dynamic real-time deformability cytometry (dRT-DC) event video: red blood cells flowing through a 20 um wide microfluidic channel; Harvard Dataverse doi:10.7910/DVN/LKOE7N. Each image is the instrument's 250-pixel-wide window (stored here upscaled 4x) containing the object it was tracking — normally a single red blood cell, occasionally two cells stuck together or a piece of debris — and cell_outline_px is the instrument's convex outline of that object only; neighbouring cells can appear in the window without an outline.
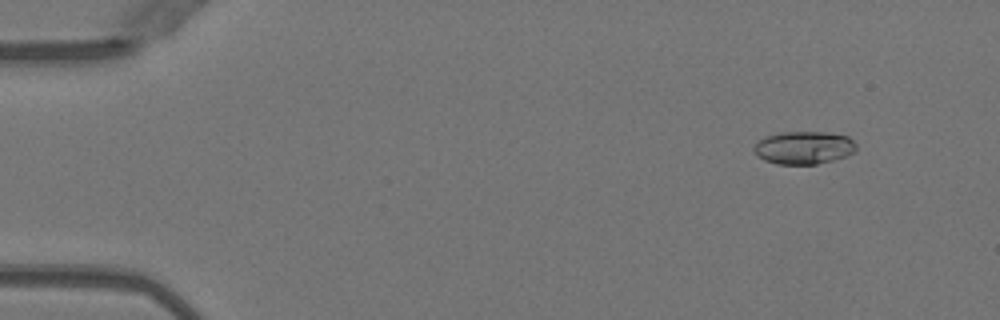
{"species": "Egyptian fruit bat (a non-hibernating species)", "species_latin": "Rousettus aegyptiacus", "temperature_condition": "warm", "stored_images_in_passage": 48, "camera_frame_rate_fps": 3000, "um_per_image_px": 0.085, "animal": {"sex": "female"}, "frame": {"image": 1, "passage_image": 2, "time_ms": 0.333, "image_size_px": [1000, 320], "cell_outline_px": [[856, 152], [832, 160], [816, 164], [776, 164], [764, 160], [756, 156], [752, 148], [764, 136], [780, 132], [824, 132], [848, 136], [856, 144]], "centroid_in_image_um": [68.29, 12.55], "position_along_channel_um": 16.7, "area_um2": 19.65}}
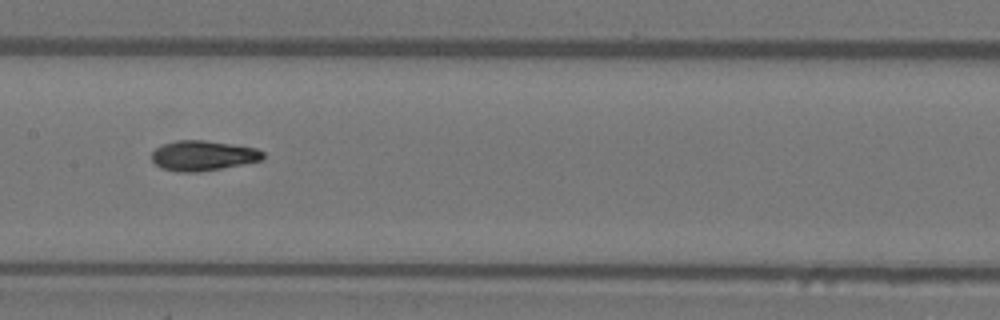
{"frame": {"image": 2, "passage_image": 23, "time_ms": 7.333, "image_size_px": [1000, 320], "cell_outline_px": [[264, 160], [220, 168], [196, 172], [176, 172], [160, 168], [152, 160], [152, 152], [160, 144], [176, 140], [204, 140], [232, 144], [256, 148], [264, 152]], "centroid_in_image_um": [17.23, 13.22], "position_along_channel_um": 190.2, "area_um2": 19.59}}
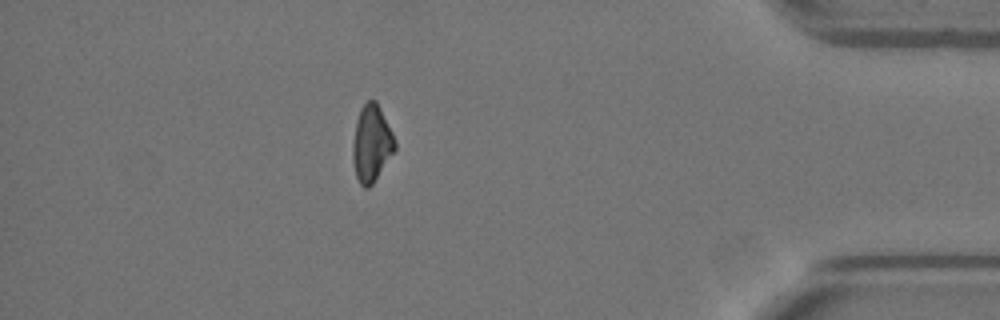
{"frame": {"image": 3, "passage_image": 42, "time_ms": 13.667, "image_size_px": [1000, 320], "cell_outline_px": [[396, 148], [372, 184], [368, 188], [364, 188], [360, 184], [356, 176], [352, 156], [352, 148], [356, 120], [360, 108], [368, 100], [376, 100], [396, 140]], "centroid_in_image_um": [31.57, 12.18], "position_along_channel_um": 403.6, "area_um2": 18.67}, "authors_computed_cell_mechanics": {"area_um2": 19.363, "velocity_mm_per_s": 4.0288, "shape_relaxation_time_tau1_ms": 10.4157, "shape_relaxation_time_tau2_ms": 2.0272, "deformation_change_tau1": 0.2646, "deformation_change_tau2": 0.0536}}